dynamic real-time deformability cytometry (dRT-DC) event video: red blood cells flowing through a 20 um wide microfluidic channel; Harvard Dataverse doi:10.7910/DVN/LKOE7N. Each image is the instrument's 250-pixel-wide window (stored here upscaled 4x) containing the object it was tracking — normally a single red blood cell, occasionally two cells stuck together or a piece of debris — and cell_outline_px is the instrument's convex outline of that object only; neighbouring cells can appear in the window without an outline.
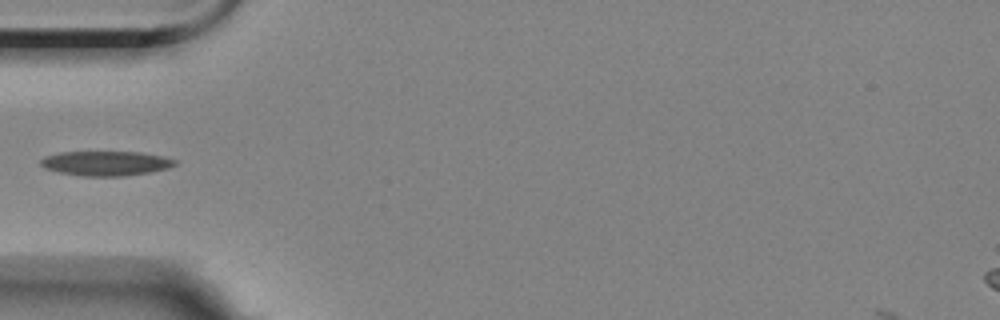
{"species": "Egyptian fruit bat (a non-hibernating species)", "species_latin": "Rousettus aegyptiacus", "temperature_condition": "room temperature", "stored_images_in_passage": 2, "camera_frame_rate_fps": 3000, "um_per_image_px": 0.085, "animal": {"sex": "female"}, "frame": {"image": 1, "passage_image": 2, "time_ms": 1.333, "image_size_px": [1000, 320], "cell_outline_px": [[176, 164], [168, 168], [148, 172], [124, 176], [84, 176], [60, 172], [44, 168], [40, 164], [40, 160], [44, 156], [60, 152], [140, 152], [164, 156], [176, 160]], "centroid_in_image_um": [8.98, 13.87], "position_along_channel_um": 76.0, "area_um2": 19.19}}